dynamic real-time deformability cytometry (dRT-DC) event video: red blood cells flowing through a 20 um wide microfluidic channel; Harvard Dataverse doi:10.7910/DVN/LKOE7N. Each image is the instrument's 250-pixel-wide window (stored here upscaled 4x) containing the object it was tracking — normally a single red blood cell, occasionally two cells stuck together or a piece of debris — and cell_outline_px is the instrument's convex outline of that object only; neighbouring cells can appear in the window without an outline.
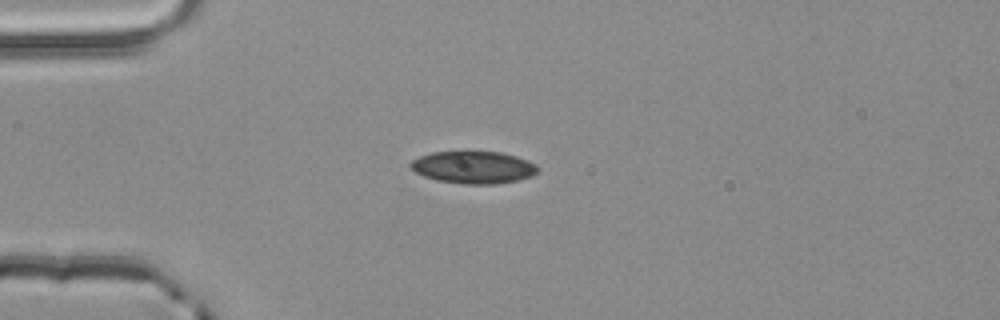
{"species": "common noctule bat (a hibernating species)", "species_latin": "Nyctalus noctula", "temperature_condition": "room temperature", "stored_images_in_passage": 6, "camera_frame_rate_fps": 3000, "um_per_image_px": 0.085, "animal": {"sex": "male", "body_mass_g": 20.4}, "frame": {"image": 1, "passage_image": 4, "time_ms": 1.0, "image_size_px": [1000, 320], "cell_outline_px": [[540, 168], [532, 176], [516, 180], [496, 184], [464, 184], [436, 180], [424, 176], [416, 172], [408, 164], [412, 160], [420, 156], [432, 152], [500, 152], [516, 156], [528, 160], [536, 164]], "centroid_in_image_um": [40.25, 14.22], "position_along_channel_um": 44.7, "area_um2": 23.87}}